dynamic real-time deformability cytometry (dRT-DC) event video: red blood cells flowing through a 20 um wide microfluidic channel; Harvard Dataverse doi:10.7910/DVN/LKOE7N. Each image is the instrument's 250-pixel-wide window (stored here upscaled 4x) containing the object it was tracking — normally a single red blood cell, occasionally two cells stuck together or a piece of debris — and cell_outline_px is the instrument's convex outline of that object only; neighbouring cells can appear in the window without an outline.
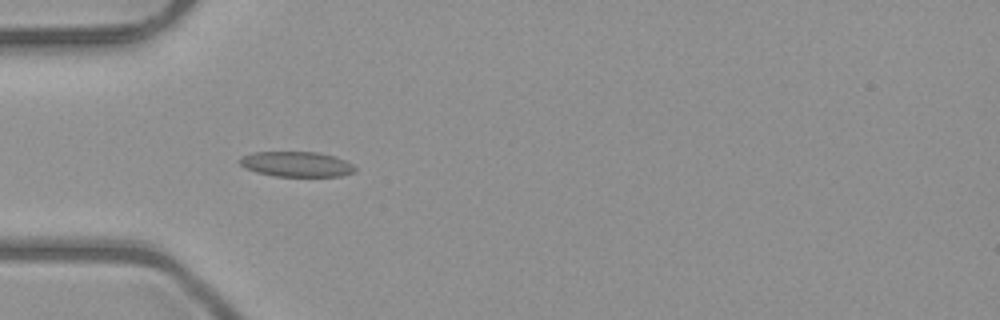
{"species": "common noctule bat (a hibernating species)", "species_latin": "Nyctalus noctula", "temperature_condition": "room temperature", "stored_images_in_passage": 51, "camera_frame_rate_fps": 3000, "um_per_image_px": 0.085, "animal": {"sex": "male", "body_mass_g": 23.1, "forearm_length_mm": 52.7}, "frame": {"image": 1, "passage_image": 16, "time_ms": 5.0, "image_size_px": [1000, 320], "cell_outline_px": [[356, 168], [352, 172], [340, 176], [276, 176], [256, 172], [244, 168], [240, 164], [240, 156], [252, 152], [316, 152], [336, 156], [352, 164]], "centroid_in_image_um": [25.16, 13.94], "position_along_channel_um": 59.8, "area_um2": 16.88}}
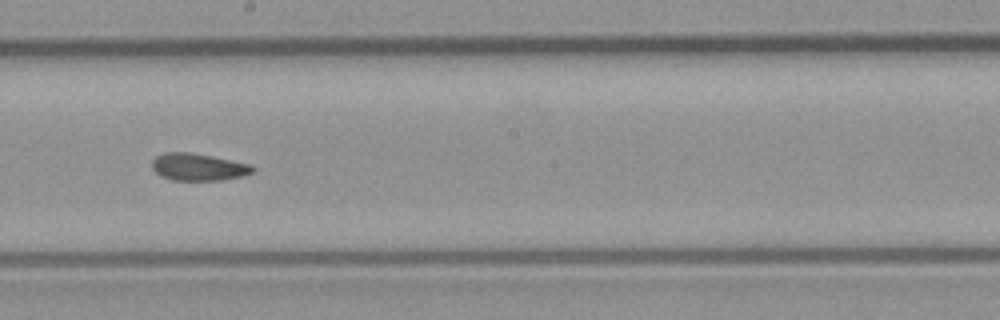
{"frame": {"image": 2, "passage_image": 29, "time_ms": 9.333, "image_size_px": [1000, 320], "cell_outline_px": [[256, 168], [252, 172], [240, 176], [220, 180], [172, 180], [160, 176], [152, 168], [152, 160], [156, 156], [164, 152], [188, 152], [212, 156], [252, 164]], "centroid_in_image_um": [16.84, 14.19], "position_along_channel_um": 231.4, "area_um2": 15.95}}
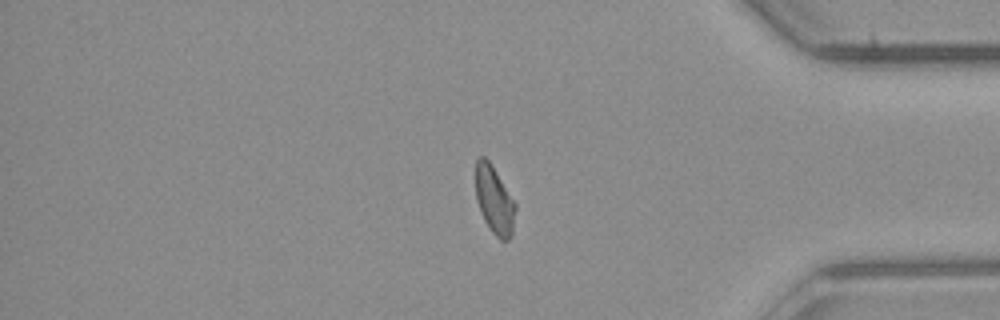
{"frame": {"image": 3, "passage_image": 43, "time_ms": 14.0, "image_size_px": [1000, 320], "cell_outline_px": [[516, 208], [512, 236], [508, 240], [500, 240], [492, 232], [484, 220], [476, 200], [476, 160], [480, 156], [484, 156], [492, 164], [516, 204]], "centroid_in_image_um": [42.03, 17.01], "position_along_channel_um": 393.2, "area_um2": 15.78}, "authors_computed_cell_mechanics": {"area_um2": 16.2418, "velocity_mm_per_s": 4.0171, "shape_relaxation_time_tau1_ms": 8.0433, "shape_relaxation_time_tau2_ms": 2.7932, "deformation_change_tau1": 0.1574, "deformation_change_tau2": 0.0758}}